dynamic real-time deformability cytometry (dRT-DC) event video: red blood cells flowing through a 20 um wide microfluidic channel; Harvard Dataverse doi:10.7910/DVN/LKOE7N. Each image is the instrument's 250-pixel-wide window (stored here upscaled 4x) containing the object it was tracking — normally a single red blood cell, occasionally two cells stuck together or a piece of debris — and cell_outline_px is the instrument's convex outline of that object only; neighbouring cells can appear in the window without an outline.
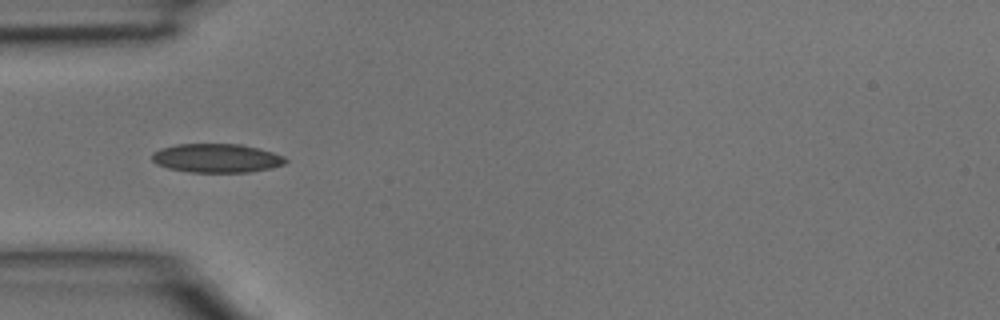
{"species": "common noctule bat (a hibernating species)", "species_latin": "Nyctalus noctula", "temperature_condition": "room temperature", "stored_images_in_passage": 6, "camera_frame_rate_fps": 3000, "um_per_image_px": 0.085, "animal": {"sex": "male", "body_mass_g": 15.6}, "frame": {"image": 1, "passage_image": 5, "time_ms": 1.333, "image_size_px": [1000, 320], "cell_outline_px": [[288, 160], [284, 164], [272, 168], [248, 172], [188, 172], [168, 168], [156, 164], [152, 160], [152, 152], [160, 148], [176, 144], [240, 144], [260, 148], [284, 156]], "centroid_in_image_um": [18.4, 13.44], "position_along_channel_um": 66.6, "area_um2": 22.6}}